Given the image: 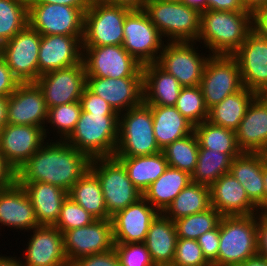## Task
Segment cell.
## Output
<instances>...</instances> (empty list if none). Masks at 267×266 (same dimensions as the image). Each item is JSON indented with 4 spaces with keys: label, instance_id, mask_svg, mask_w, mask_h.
<instances>
[{
    "label": "cell",
    "instance_id": "cell-1",
    "mask_svg": "<svg viewBox=\"0 0 267 266\" xmlns=\"http://www.w3.org/2000/svg\"><path fill=\"white\" fill-rule=\"evenodd\" d=\"M49 140L16 170V182L20 186L27 182L49 183L68 192L90 168L92 159L65 140Z\"/></svg>",
    "mask_w": 267,
    "mask_h": 266
},
{
    "label": "cell",
    "instance_id": "cell-2",
    "mask_svg": "<svg viewBox=\"0 0 267 266\" xmlns=\"http://www.w3.org/2000/svg\"><path fill=\"white\" fill-rule=\"evenodd\" d=\"M252 30V11L206 10L200 14L197 42L211 55H232Z\"/></svg>",
    "mask_w": 267,
    "mask_h": 266
},
{
    "label": "cell",
    "instance_id": "cell-3",
    "mask_svg": "<svg viewBox=\"0 0 267 266\" xmlns=\"http://www.w3.org/2000/svg\"><path fill=\"white\" fill-rule=\"evenodd\" d=\"M119 114H97L82 111L76 127L65 140L91 159L113 157L118 141Z\"/></svg>",
    "mask_w": 267,
    "mask_h": 266
},
{
    "label": "cell",
    "instance_id": "cell-4",
    "mask_svg": "<svg viewBox=\"0 0 267 266\" xmlns=\"http://www.w3.org/2000/svg\"><path fill=\"white\" fill-rule=\"evenodd\" d=\"M258 214L222 216L217 260L212 266H239L258 255Z\"/></svg>",
    "mask_w": 267,
    "mask_h": 266
},
{
    "label": "cell",
    "instance_id": "cell-5",
    "mask_svg": "<svg viewBox=\"0 0 267 266\" xmlns=\"http://www.w3.org/2000/svg\"><path fill=\"white\" fill-rule=\"evenodd\" d=\"M153 132L151 105L142 102L119 114L114 157H135L161 152Z\"/></svg>",
    "mask_w": 267,
    "mask_h": 266
},
{
    "label": "cell",
    "instance_id": "cell-6",
    "mask_svg": "<svg viewBox=\"0 0 267 266\" xmlns=\"http://www.w3.org/2000/svg\"><path fill=\"white\" fill-rule=\"evenodd\" d=\"M143 10L165 41L197 42L201 14L197 9L183 2L147 0Z\"/></svg>",
    "mask_w": 267,
    "mask_h": 266
},
{
    "label": "cell",
    "instance_id": "cell-7",
    "mask_svg": "<svg viewBox=\"0 0 267 266\" xmlns=\"http://www.w3.org/2000/svg\"><path fill=\"white\" fill-rule=\"evenodd\" d=\"M90 169L100 181L110 217L143 197V194L128 178L123 164L116 157L93 158Z\"/></svg>",
    "mask_w": 267,
    "mask_h": 266
},
{
    "label": "cell",
    "instance_id": "cell-8",
    "mask_svg": "<svg viewBox=\"0 0 267 266\" xmlns=\"http://www.w3.org/2000/svg\"><path fill=\"white\" fill-rule=\"evenodd\" d=\"M131 9L91 0L84 13L82 46L122 45L124 19Z\"/></svg>",
    "mask_w": 267,
    "mask_h": 266
},
{
    "label": "cell",
    "instance_id": "cell-9",
    "mask_svg": "<svg viewBox=\"0 0 267 266\" xmlns=\"http://www.w3.org/2000/svg\"><path fill=\"white\" fill-rule=\"evenodd\" d=\"M88 7L28 3V24L41 35H84V13Z\"/></svg>",
    "mask_w": 267,
    "mask_h": 266
},
{
    "label": "cell",
    "instance_id": "cell-10",
    "mask_svg": "<svg viewBox=\"0 0 267 266\" xmlns=\"http://www.w3.org/2000/svg\"><path fill=\"white\" fill-rule=\"evenodd\" d=\"M195 41L165 42L156 64L173 75L183 87L200 86L211 54L199 53ZM201 54V55H200ZM206 55V56H205Z\"/></svg>",
    "mask_w": 267,
    "mask_h": 266
},
{
    "label": "cell",
    "instance_id": "cell-11",
    "mask_svg": "<svg viewBox=\"0 0 267 266\" xmlns=\"http://www.w3.org/2000/svg\"><path fill=\"white\" fill-rule=\"evenodd\" d=\"M164 42L166 41L143 9L131 10L126 15L122 46L142 65L157 62Z\"/></svg>",
    "mask_w": 267,
    "mask_h": 266
},
{
    "label": "cell",
    "instance_id": "cell-12",
    "mask_svg": "<svg viewBox=\"0 0 267 266\" xmlns=\"http://www.w3.org/2000/svg\"><path fill=\"white\" fill-rule=\"evenodd\" d=\"M86 77H143L142 64L122 45L82 46Z\"/></svg>",
    "mask_w": 267,
    "mask_h": 266
},
{
    "label": "cell",
    "instance_id": "cell-13",
    "mask_svg": "<svg viewBox=\"0 0 267 266\" xmlns=\"http://www.w3.org/2000/svg\"><path fill=\"white\" fill-rule=\"evenodd\" d=\"M205 105L212 108L244 86L237 60L232 55H211L200 82Z\"/></svg>",
    "mask_w": 267,
    "mask_h": 266
},
{
    "label": "cell",
    "instance_id": "cell-14",
    "mask_svg": "<svg viewBox=\"0 0 267 266\" xmlns=\"http://www.w3.org/2000/svg\"><path fill=\"white\" fill-rule=\"evenodd\" d=\"M40 42L41 34L28 24L0 46V56L20 83L36 82L38 79Z\"/></svg>",
    "mask_w": 267,
    "mask_h": 266
},
{
    "label": "cell",
    "instance_id": "cell-15",
    "mask_svg": "<svg viewBox=\"0 0 267 266\" xmlns=\"http://www.w3.org/2000/svg\"><path fill=\"white\" fill-rule=\"evenodd\" d=\"M62 234L69 264L80 257L104 253L114 248L111 219H96L89 225Z\"/></svg>",
    "mask_w": 267,
    "mask_h": 266
},
{
    "label": "cell",
    "instance_id": "cell-16",
    "mask_svg": "<svg viewBox=\"0 0 267 266\" xmlns=\"http://www.w3.org/2000/svg\"><path fill=\"white\" fill-rule=\"evenodd\" d=\"M42 91L47 108L80 101L86 86L83 60L71 67L40 75L35 82Z\"/></svg>",
    "mask_w": 267,
    "mask_h": 266
},
{
    "label": "cell",
    "instance_id": "cell-17",
    "mask_svg": "<svg viewBox=\"0 0 267 266\" xmlns=\"http://www.w3.org/2000/svg\"><path fill=\"white\" fill-rule=\"evenodd\" d=\"M47 117L44 96L35 82L20 83L8 96L7 124L42 127L48 138L49 127L45 126Z\"/></svg>",
    "mask_w": 267,
    "mask_h": 266
},
{
    "label": "cell",
    "instance_id": "cell-18",
    "mask_svg": "<svg viewBox=\"0 0 267 266\" xmlns=\"http://www.w3.org/2000/svg\"><path fill=\"white\" fill-rule=\"evenodd\" d=\"M47 141L44 129L6 124L0 130V151L16 171Z\"/></svg>",
    "mask_w": 267,
    "mask_h": 266
},
{
    "label": "cell",
    "instance_id": "cell-19",
    "mask_svg": "<svg viewBox=\"0 0 267 266\" xmlns=\"http://www.w3.org/2000/svg\"><path fill=\"white\" fill-rule=\"evenodd\" d=\"M26 244L22 266H70L64 251L63 234L55 226L39 225Z\"/></svg>",
    "mask_w": 267,
    "mask_h": 266
},
{
    "label": "cell",
    "instance_id": "cell-20",
    "mask_svg": "<svg viewBox=\"0 0 267 266\" xmlns=\"http://www.w3.org/2000/svg\"><path fill=\"white\" fill-rule=\"evenodd\" d=\"M86 87L107 101L118 114L143 102V77H86Z\"/></svg>",
    "mask_w": 267,
    "mask_h": 266
},
{
    "label": "cell",
    "instance_id": "cell-21",
    "mask_svg": "<svg viewBox=\"0 0 267 266\" xmlns=\"http://www.w3.org/2000/svg\"><path fill=\"white\" fill-rule=\"evenodd\" d=\"M232 56L237 60L244 87L257 93L267 86V39L252 30Z\"/></svg>",
    "mask_w": 267,
    "mask_h": 266
},
{
    "label": "cell",
    "instance_id": "cell-22",
    "mask_svg": "<svg viewBox=\"0 0 267 266\" xmlns=\"http://www.w3.org/2000/svg\"><path fill=\"white\" fill-rule=\"evenodd\" d=\"M159 212L143 197L111 217L114 244L145 242Z\"/></svg>",
    "mask_w": 267,
    "mask_h": 266
},
{
    "label": "cell",
    "instance_id": "cell-23",
    "mask_svg": "<svg viewBox=\"0 0 267 266\" xmlns=\"http://www.w3.org/2000/svg\"><path fill=\"white\" fill-rule=\"evenodd\" d=\"M83 36L41 35L38 54L40 75L74 66L82 61Z\"/></svg>",
    "mask_w": 267,
    "mask_h": 266
},
{
    "label": "cell",
    "instance_id": "cell-24",
    "mask_svg": "<svg viewBox=\"0 0 267 266\" xmlns=\"http://www.w3.org/2000/svg\"><path fill=\"white\" fill-rule=\"evenodd\" d=\"M0 224L23 232L39 226L32 202L17 182L0 189Z\"/></svg>",
    "mask_w": 267,
    "mask_h": 266
},
{
    "label": "cell",
    "instance_id": "cell-25",
    "mask_svg": "<svg viewBox=\"0 0 267 266\" xmlns=\"http://www.w3.org/2000/svg\"><path fill=\"white\" fill-rule=\"evenodd\" d=\"M211 206L222 216L257 214V207L249 200L245 189L229 172L210 186Z\"/></svg>",
    "mask_w": 267,
    "mask_h": 266
},
{
    "label": "cell",
    "instance_id": "cell-26",
    "mask_svg": "<svg viewBox=\"0 0 267 266\" xmlns=\"http://www.w3.org/2000/svg\"><path fill=\"white\" fill-rule=\"evenodd\" d=\"M235 132L242 152L267 154V106L257 97L249 105Z\"/></svg>",
    "mask_w": 267,
    "mask_h": 266
},
{
    "label": "cell",
    "instance_id": "cell-27",
    "mask_svg": "<svg viewBox=\"0 0 267 266\" xmlns=\"http://www.w3.org/2000/svg\"><path fill=\"white\" fill-rule=\"evenodd\" d=\"M143 102L151 106H175L182 85L156 63L142 65Z\"/></svg>",
    "mask_w": 267,
    "mask_h": 266
},
{
    "label": "cell",
    "instance_id": "cell-28",
    "mask_svg": "<svg viewBox=\"0 0 267 266\" xmlns=\"http://www.w3.org/2000/svg\"><path fill=\"white\" fill-rule=\"evenodd\" d=\"M264 153L242 152L235 157L230 173L243 186L249 200L258 207L264 198Z\"/></svg>",
    "mask_w": 267,
    "mask_h": 266
},
{
    "label": "cell",
    "instance_id": "cell-29",
    "mask_svg": "<svg viewBox=\"0 0 267 266\" xmlns=\"http://www.w3.org/2000/svg\"><path fill=\"white\" fill-rule=\"evenodd\" d=\"M174 221L159 213L151 222L145 245L155 266H171L177 244Z\"/></svg>",
    "mask_w": 267,
    "mask_h": 266
},
{
    "label": "cell",
    "instance_id": "cell-30",
    "mask_svg": "<svg viewBox=\"0 0 267 266\" xmlns=\"http://www.w3.org/2000/svg\"><path fill=\"white\" fill-rule=\"evenodd\" d=\"M22 187L32 202L39 225L54 226L68 192L43 182H27Z\"/></svg>",
    "mask_w": 267,
    "mask_h": 266
},
{
    "label": "cell",
    "instance_id": "cell-31",
    "mask_svg": "<svg viewBox=\"0 0 267 266\" xmlns=\"http://www.w3.org/2000/svg\"><path fill=\"white\" fill-rule=\"evenodd\" d=\"M151 112L153 132L161 150L194 132V125L175 106H151Z\"/></svg>",
    "mask_w": 267,
    "mask_h": 266
},
{
    "label": "cell",
    "instance_id": "cell-32",
    "mask_svg": "<svg viewBox=\"0 0 267 266\" xmlns=\"http://www.w3.org/2000/svg\"><path fill=\"white\" fill-rule=\"evenodd\" d=\"M191 182L189 173L168 166L165 172L145 190L143 198L159 213H163Z\"/></svg>",
    "mask_w": 267,
    "mask_h": 266
},
{
    "label": "cell",
    "instance_id": "cell-33",
    "mask_svg": "<svg viewBox=\"0 0 267 266\" xmlns=\"http://www.w3.org/2000/svg\"><path fill=\"white\" fill-rule=\"evenodd\" d=\"M116 158L123 164L128 178L142 194L168 167L162 151L153 155Z\"/></svg>",
    "mask_w": 267,
    "mask_h": 266
},
{
    "label": "cell",
    "instance_id": "cell-34",
    "mask_svg": "<svg viewBox=\"0 0 267 266\" xmlns=\"http://www.w3.org/2000/svg\"><path fill=\"white\" fill-rule=\"evenodd\" d=\"M256 93L243 87L209 109L208 121L236 131Z\"/></svg>",
    "mask_w": 267,
    "mask_h": 266
},
{
    "label": "cell",
    "instance_id": "cell-35",
    "mask_svg": "<svg viewBox=\"0 0 267 266\" xmlns=\"http://www.w3.org/2000/svg\"><path fill=\"white\" fill-rule=\"evenodd\" d=\"M68 196L95 219H111L107 212L100 181L90 168L70 188Z\"/></svg>",
    "mask_w": 267,
    "mask_h": 266
},
{
    "label": "cell",
    "instance_id": "cell-36",
    "mask_svg": "<svg viewBox=\"0 0 267 266\" xmlns=\"http://www.w3.org/2000/svg\"><path fill=\"white\" fill-rule=\"evenodd\" d=\"M210 207V187L191 182L175 197L163 214L175 221L185 216L206 211Z\"/></svg>",
    "mask_w": 267,
    "mask_h": 266
},
{
    "label": "cell",
    "instance_id": "cell-37",
    "mask_svg": "<svg viewBox=\"0 0 267 266\" xmlns=\"http://www.w3.org/2000/svg\"><path fill=\"white\" fill-rule=\"evenodd\" d=\"M239 155L199 148L197 164L194 172L191 174V181L210 187L223 174L230 172L233 159Z\"/></svg>",
    "mask_w": 267,
    "mask_h": 266
},
{
    "label": "cell",
    "instance_id": "cell-38",
    "mask_svg": "<svg viewBox=\"0 0 267 266\" xmlns=\"http://www.w3.org/2000/svg\"><path fill=\"white\" fill-rule=\"evenodd\" d=\"M199 148L212 149L225 154H241L236 141V132L215 125L208 120L194 126Z\"/></svg>",
    "mask_w": 267,
    "mask_h": 266
},
{
    "label": "cell",
    "instance_id": "cell-39",
    "mask_svg": "<svg viewBox=\"0 0 267 266\" xmlns=\"http://www.w3.org/2000/svg\"><path fill=\"white\" fill-rule=\"evenodd\" d=\"M28 25V0H0V46Z\"/></svg>",
    "mask_w": 267,
    "mask_h": 266
},
{
    "label": "cell",
    "instance_id": "cell-40",
    "mask_svg": "<svg viewBox=\"0 0 267 266\" xmlns=\"http://www.w3.org/2000/svg\"><path fill=\"white\" fill-rule=\"evenodd\" d=\"M199 141L195 132L167 145L162 152L168 162V166L189 173L194 172L197 164Z\"/></svg>",
    "mask_w": 267,
    "mask_h": 266
},
{
    "label": "cell",
    "instance_id": "cell-41",
    "mask_svg": "<svg viewBox=\"0 0 267 266\" xmlns=\"http://www.w3.org/2000/svg\"><path fill=\"white\" fill-rule=\"evenodd\" d=\"M222 215L212 206L206 211L179 218L174 221L178 238L197 240L198 237L214 229Z\"/></svg>",
    "mask_w": 267,
    "mask_h": 266
},
{
    "label": "cell",
    "instance_id": "cell-42",
    "mask_svg": "<svg viewBox=\"0 0 267 266\" xmlns=\"http://www.w3.org/2000/svg\"><path fill=\"white\" fill-rule=\"evenodd\" d=\"M175 107L194 126L208 120L209 110L200 86L182 87Z\"/></svg>",
    "mask_w": 267,
    "mask_h": 266
},
{
    "label": "cell",
    "instance_id": "cell-43",
    "mask_svg": "<svg viewBox=\"0 0 267 266\" xmlns=\"http://www.w3.org/2000/svg\"><path fill=\"white\" fill-rule=\"evenodd\" d=\"M81 112L80 101L49 108L46 127L50 124L54 132L57 130L58 140H66L74 131Z\"/></svg>",
    "mask_w": 267,
    "mask_h": 266
},
{
    "label": "cell",
    "instance_id": "cell-44",
    "mask_svg": "<svg viewBox=\"0 0 267 266\" xmlns=\"http://www.w3.org/2000/svg\"><path fill=\"white\" fill-rule=\"evenodd\" d=\"M94 220L96 219L89 212L67 196L63 201L58 220L54 226L63 233L73 228L89 225Z\"/></svg>",
    "mask_w": 267,
    "mask_h": 266
},
{
    "label": "cell",
    "instance_id": "cell-45",
    "mask_svg": "<svg viewBox=\"0 0 267 266\" xmlns=\"http://www.w3.org/2000/svg\"><path fill=\"white\" fill-rule=\"evenodd\" d=\"M171 266H212L203 256L197 240L178 238Z\"/></svg>",
    "mask_w": 267,
    "mask_h": 266
},
{
    "label": "cell",
    "instance_id": "cell-46",
    "mask_svg": "<svg viewBox=\"0 0 267 266\" xmlns=\"http://www.w3.org/2000/svg\"><path fill=\"white\" fill-rule=\"evenodd\" d=\"M121 266H155L144 242L114 244Z\"/></svg>",
    "mask_w": 267,
    "mask_h": 266
},
{
    "label": "cell",
    "instance_id": "cell-47",
    "mask_svg": "<svg viewBox=\"0 0 267 266\" xmlns=\"http://www.w3.org/2000/svg\"><path fill=\"white\" fill-rule=\"evenodd\" d=\"M220 222L212 230L198 237L197 242L202 249L203 256L212 265L218 257L220 244Z\"/></svg>",
    "mask_w": 267,
    "mask_h": 266
},
{
    "label": "cell",
    "instance_id": "cell-48",
    "mask_svg": "<svg viewBox=\"0 0 267 266\" xmlns=\"http://www.w3.org/2000/svg\"><path fill=\"white\" fill-rule=\"evenodd\" d=\"M80 103L84 112L118 114L107 101L91 92L86 86L80 98Z\"/></svg>",
    "mask_w": 267,
    "mask_h": 266
},
{
    "label": "cell",
    "instance_id": "cell-49",
    "mask_svg": "<svg viewBox=\"0 0 267 266\" xmlns=\"http://www.w3.org/2000/svg\"><path fill=\"white\" fill-rule=\"evenodd\" d=\"M70 266H121L115 249L110 251L80 257L70 264Z\"/></svg>",
    "mask_w": 267,
    "mask_h": 266
},
{
    "label": "cell",
    "instance_id": "cell-50",
    "mask_svg": "<svg viewBox=\"0 0 267 266\" xmlns=\"http://www.w3.org/2000/svg\"><path fill=\"white\" fill-rule=\"evenodd\" d=\"M20 84L5 60L0 56V96L8 97Z\"/></svg>",
    "mask_w": 267,
    "mask_h": 266
},
{
    "label": "cell",
    "instance_id": "cell-51",
    "mask_svg": "<svg viewBox=\"0 0 267 266\" xmlns=\"http://www.w3.org/2000/svg\"><path fill=\"white\" fill-rule=\"evenodd\" d=\"M252 29L260 37L267 39V7L252 10Z\"/></svg>",
    "mask_w": 267,
    "mask_h": 266
},
{
    "label": "cell",
    "instance_id": "cell-52",
    "mask_svg": "<svg viewBox=\"0 0 267 266\" xmlns=\"http://www.w3.org/2000/svg\"><path fill=\"white\" fill-rule=\"evenodd\" d=\"M207 10L252 11L241 0H207Z\"/></svg>",
    "mask_w": 267,
    "mask_h": 266
},
{
    "label": "cell",
    "instance_id": "cell-53",
    "mask_svg": "<svg viewBox=\"0 0 267 266\" xmlns=\"http://www.w3.org/2000/svg\"><path fill=\"white\" fill-rule=\"evenodd\" d=\"M258 255L267 260V216L258 214L257 227Z\"/></svg>",
    "mask_w": 267,
    "mask_h": 266
},
{
    "label": "cell",
    "instance_id": "cell-54",
    "mask_svg": "<svg viewBox=\"0 0 267 266\" xmlns=\"http://www.w3.org/2000/svg\"><path fill=\"white\" fill-rule=\"evenodd\" d=\"M16 182V171L6 161L0 151V188H6Z\"/></svg>",
    "mask_w": 267,
    "mask_h": 266
},
{
    "label": "cell",
    "instance_id": "cell-55",
    "mask_svg": "<svg viewBox=\"0 0 267 266\" xmlns=\"http://www.w3.org/2000/svg\"><path fill=\"white\" fill-rule=\"evenodd\" d=\"M28 3L62 4L69 7H89L91 0H28Z\"/></svg>",
    "mask_w": 267,
    "mask_h": 266
},
{
    "label": "cell",
    "instance_id": "cell-56",
    "mask_svg": "<svg viewBox=\"0 0 267 266\" xmlns=\"http://www.w3.org/2000/svg\"><path fill=\"white\" fill-rule=\"evenodd\" d=\"M110 5H117L129 8L131 10H141L144 8L147 0H101Z\"/></svg>",
    "mask_w": 267,
    "mask_h": 266
},
{
    "label": "cell",
    "instance_id": "cell-57",
    "mask_svg": "<svg viewBox=\"0 0 267 266\" xmlns=\"http://www.w3.org/2000/svg\"><path fill=\"white\" fill-rule=\"evenodd\" d=\"M263 182L265 186L264 198L262 203L257 207V214L267 216V154L264 153Z\"/></svg>",
    "mask_w": 267,
    "mask_h": 266
},
{
    "label": "cell",
    "instance_id": "cell-58",
    "mask_svg": "<svg viewBox=\"0 0 267 266\" xmlns=\"http://www.w3.org/2000/svg\"><path fill=\"white\" fill-rule=\"evenodd\" d=\"M8 97L0 96V130L7 124Z\"/></svg>",
    "mask_w": 267,
    "mask_h": 266
},
{
    "label": "cell",
    "instance_id": "cell-59",
    "mask_svg": "<svg viewBox=\"0 0 267 266\" xmlns=\"http://www.w3.org/2000/svg\"><path fill=\"white\" fill-rule=\"evenodd\" d=\"M183 3L197 9L200 13L207 10V0H183Z\"/></svg>",
    "mask_w": 267,
    "mask_h": 266
},
{
    "label": "cell",
    "instance_id": "cell-60",
    "mask_svg": "<svg viewBox=\"0 0 267 266\" xmlns=\"http://www.w3.org/2000/svg\"><path fill=\"white\" fill-rule=\"evenodd\" d=\"M0 266H22L20 257L0 255Z\"/></svg>",
    "mask_w": 267,
    "mask_h": 266
},
{
    "label": "cell",
    "instance_id": "cell-61",
    "mask_svg": "<svg viewBox=\"0 0 267 266\" xmlns=\"http://www.w3.org/2000/svg\"><path fill=\"white\" fill-rule=\"evenodd\" d=\"M239 266H267V260L260 255H256L252 258L247 259L243 264Z\"/></svg>",
    "mask_w": 267,
    "mask_h": 266
},
{
    "label": "cell",
    "instance_id": "cell-62",
    "mask_svg": "<svg viewBox=\"0 0 267 266\" xmlns=\"http://www.w3.org/2000/svg\"><path fill=\"white\" fill-rule=\"evenodd\" d=\"M241 2L250 10L255 9L260 5L261 0H241Z\"/></svg>",
    "mask_w": 267,
    "mask_h": 266
},
{
    "label": "cell",
    "instance_id": "cell-63",
    "mask_svg": "<svg viewBox=\"0 0 267 266\" xmlns=\"http://www.w3.org/2000/svg\"><path fill=\"white\" fill-rule=\"evenodd\" d=\"M256 97L267 106V86L256 93Z\"/></svg>",
    "mask_w": 267,
    "mask_h": 266
},
{
    "label": "cell",
    "instance_id": "cell-64",
    "mask_svg": "<svg viewBox=\"0 0 267 266\" xmlns=\"http://www.w3.org/2000/svg\"><path fill=\"white\" fill-rule=\"evenodd\" d=\"M258 7H267V0H261L260 5Z\"/></svg>",
    "mask_w": 267,
    "mask_h": 266
},
{
    "label": "cell",
    "instance_id": "cell-65",
    "mask_svg": "<svg viewBox=\"0 0 267 266\" xmlns=\"http://www.w3.org/2000/svg\"><path fill=\"white\" fill-rule=\"evenodd\" d=\"M162 1H166V2H183V0H162Z\"/></svg>",
    "mask_w": 267,
    "mask_h": 266
}]
</instances>
